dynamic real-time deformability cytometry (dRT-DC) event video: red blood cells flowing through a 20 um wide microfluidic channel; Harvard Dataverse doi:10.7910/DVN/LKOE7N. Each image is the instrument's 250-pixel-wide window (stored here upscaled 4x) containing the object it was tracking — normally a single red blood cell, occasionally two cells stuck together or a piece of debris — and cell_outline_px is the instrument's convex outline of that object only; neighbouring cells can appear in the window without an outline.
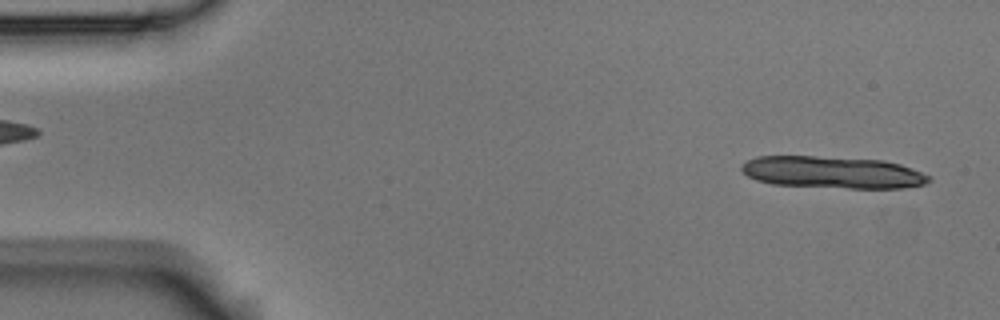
{"species": "Egyptian fruit bat (a non-hibernating species)", "species_latin": "Rousettus aegyptiacus", "temperature_condition": "room temperature", "stored_images_in_passage": 12, "camera_frame_rate_fps": 3000, "um_per_image_px": 0.085, "animal": {"sex": "male"}, "frame": {"image": 1, "passage_image": 2, "time_ms": 0.333, "image_size_px": [1000, 320], "cell_outline_px": [[932, 180], [924, 184], [904, 188], [848, 188], [772, 184], [756, 180], [748, 176], [740, 168], [748, 160], [756, 156], [812, 156], [884, 160], [900, 164], [920, 172], [928, 176]], "centroid_in_image_um": [70.76, 14.65], "position_along_channel_um": 14.2, "area_um2": 34.74}}